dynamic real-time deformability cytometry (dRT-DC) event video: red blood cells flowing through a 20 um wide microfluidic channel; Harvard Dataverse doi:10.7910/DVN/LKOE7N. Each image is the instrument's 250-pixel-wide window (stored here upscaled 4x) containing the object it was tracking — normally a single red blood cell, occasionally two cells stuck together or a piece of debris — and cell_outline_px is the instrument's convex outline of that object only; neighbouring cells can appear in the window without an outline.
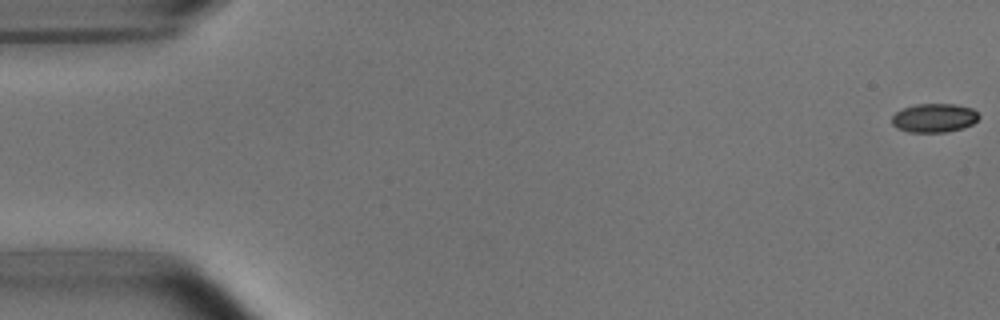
{"species": "common noctule bat (a hibernating species)", "species_latin": "Nyctalus noctula", "temperature_condition": "room temperature", "stored_images_in_passage": 6, "camera_frame_rate_fps": 3000, "um_per_image_px": 0.085, "animal": {"sex": "male", "body_mass_g": 15.6}, "frame": {"image": 1, "passage_image": 1, "time_ms": 0.0, "image_size_px": [1000, 320], "cell_outline_px": [[980, 116], [972, 124], [964, 128], [944, 132], [908, 132], [896, 128], [892, 124], [892, 116], [896, 112], [904, 108], [916, 104], [956, 104], [972, 108]], "centroid_in_image_um": [79.4, 10.02], "position_along_channel_um": 5.6, "area_um2": 14.62}}
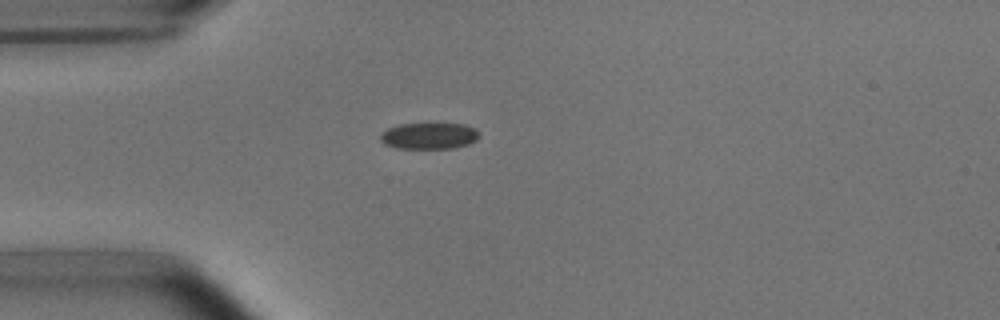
{"frame": {"image": 2, "passage_image": 5, "time_ms": 4.667, "image_size_px": [1000, 320], "cell_outline_px": [[480, 136], [476, 140], [468, 144], [452, 148], [396, 148], [384, 144], [380, 140], [380, 136], [388, 128], [400, 124], [464, 124], [476, 128], [480, 132]], "centroid_in_image_um": [36.51, 11.55], "position_along_channel_um": 48.5, "area_um2": 15.14}}